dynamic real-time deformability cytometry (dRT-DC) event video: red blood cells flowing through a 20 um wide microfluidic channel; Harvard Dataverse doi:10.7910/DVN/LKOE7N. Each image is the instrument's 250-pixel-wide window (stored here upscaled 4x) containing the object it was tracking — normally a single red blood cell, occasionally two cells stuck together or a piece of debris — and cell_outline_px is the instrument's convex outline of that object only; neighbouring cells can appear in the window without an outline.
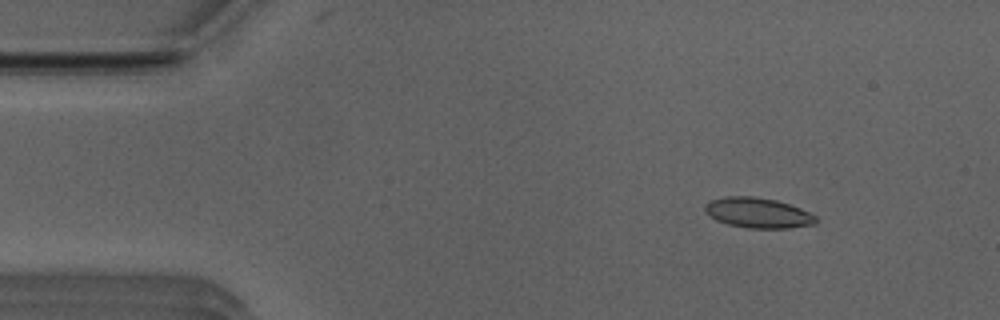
{"species": "Egyptian fruit bat (a non-hibernating species)", "species_latin": "Rousettus aegyptiacus", "temperature_condition": "room temperature", "stored_images_in_passage": 46, "camera_frame_rate_fps": 3000, "um_per_image_px": 0.085, "animal": {"sex": "male"}, "frame": {"image": 1, "passage_image": 1, "time_ms": 0.0, "image_size_px": [1000, 320], "cell_outline_px": [[820, 220], [816, 224], [788, 228], [748, 228], [728, 224], [716, 220], [704, 212], [704, 204], [712, 200], [724, 196], [752, 196], [776, 200], [800, 208], [816, 216]], "centroid_in_image_um": [64.42, 18.09], "position_along_channel_um": 20.6, "area_um2": 19.65}}
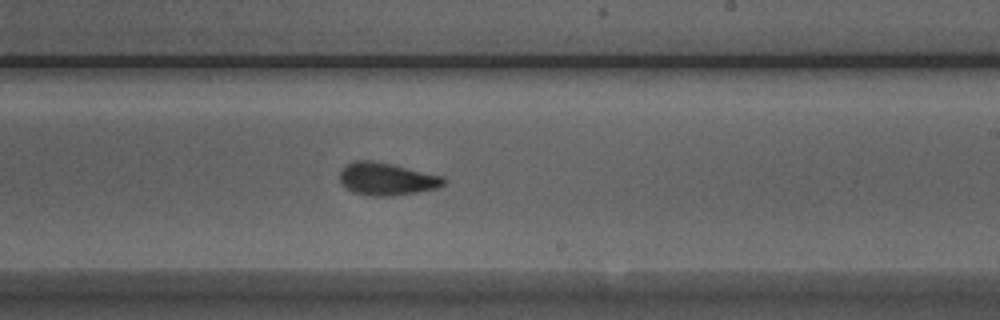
{"frame": {"image": 2, "passage_image": 25, "time_ms": 8.0, "image_size_px": [1000, 320], "cell_outline_px": [[448, 180], [444, 184], [436, 188], [416, 192], [392, 196], [372, 196], [352, 192], [340, 180], [340, 172], [344, 164], [352, 160], [372, 160], [392, 164], [444, 176]], "centroid_in_image_um": [32.87, 15.19], "position_along_channel_um": 256.1, "area_um2": 19.83}}
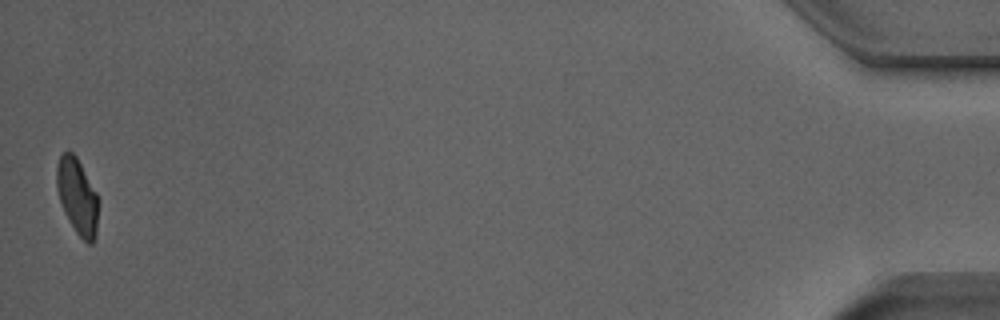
{"frame": {"image": 3, "passage_image": 46, "time_ms": 15.0, "image_size_px": [1000, 320], "cell_outline_px": [[96, 236], [92, 244], [88, 244], [76, 232], [64, 212], [60, 204], [56, 188], [56, 168], [60, 156], [64, 152], [72, 152], [76, 156], [96, 192]], "centroid_in_image_um": [6.53, 16.68], "position_along_channel_um": 428.7, "area_um2": 18.03}, "authors_computed_cell_mechanics": {"area_um2": 19.5942, "velocity_mm_per_s": 3.912, "shape_relaxation_time_tau1_ms": 4.1773, "shape_relaxation_time_tau2_ms": 1.9717, "deformation_change_tau1": 0.1317, "deformation_change_tau2": 0.0768}}